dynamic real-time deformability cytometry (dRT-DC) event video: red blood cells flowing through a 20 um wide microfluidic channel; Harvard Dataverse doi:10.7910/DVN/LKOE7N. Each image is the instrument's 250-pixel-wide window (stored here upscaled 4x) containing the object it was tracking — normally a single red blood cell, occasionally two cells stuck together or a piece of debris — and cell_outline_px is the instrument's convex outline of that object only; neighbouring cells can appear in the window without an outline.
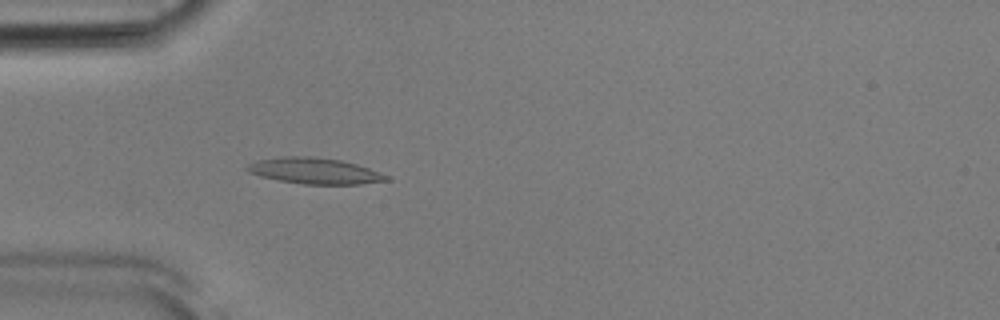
{"species": "Egyptian fruit bat (a non-hibernating species)", "species_latin": "Rousettus aegyptiacus", "temperature_condition": "room temperature", "stored_images_in_passage": 52, "camera_frame_rate_fps": 3000, "um_per_image_px": 0.085, "animal": {"sex": "male"}, "frame": {"image": 1, "passage_image": 15, "time_ms": 4.667, "image_size_px": [1000, 320], "cell_outline_px": [[392, 180], [360, 184], [304, 184], [280, 180], [260, 176], [248, 172], [244, 168], [248, 164], [260, 160], [284, 156], [312, 156], [340, 160], [356, 164], [368, 168], [388, 176]], "centroid_in_image_um": [26.74, 14.52], "position_along_channel_um": 58.3, "area_um2": 20.92}}
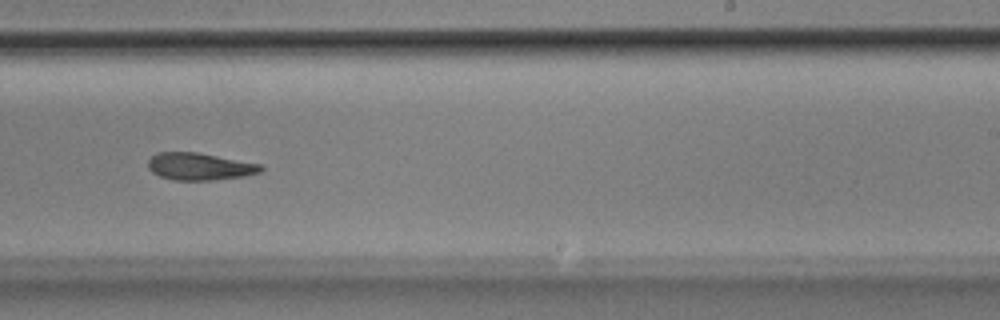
{"frame": {"image": 2, "passage_image": 32, "time_ms": 10.333, "image_size_px": [1000, 320], "cell_outline_px": [[264, 168], [260, 172], [244, 176], [212, 180], [172, 180], [160, 176], [152, 172], [148, 168], [148, 160], [156, 152], [196, 152], [260, 164]], "centroid_in_image_um": [16.93, 14.15], "position_along_channel_um": 272.1, "area_um2": 17.8}}
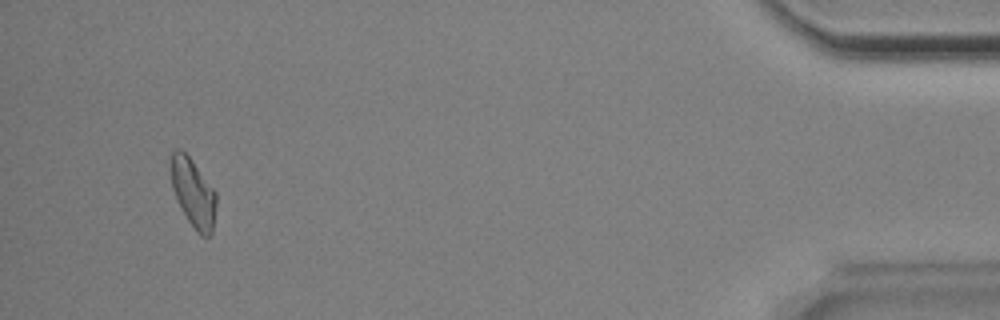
{"frame": {"image": 3, "passage_image": 49, "time_ms": 16.0, "image_size_px": [1000, 320], "cell_outline_px": [[216, 204], [212, 232], [208, 236], [200, 236], [196, 232], [188, 220], [176, 200], [172, 188], [168, 168], [168, 156], [176, 148], [180, 148], [192, 160], [216, 192]], "centroid_in_image_um": [16.36, 16.34], "position_along_channel_um": 418.8, "area_um2": 18.55}}